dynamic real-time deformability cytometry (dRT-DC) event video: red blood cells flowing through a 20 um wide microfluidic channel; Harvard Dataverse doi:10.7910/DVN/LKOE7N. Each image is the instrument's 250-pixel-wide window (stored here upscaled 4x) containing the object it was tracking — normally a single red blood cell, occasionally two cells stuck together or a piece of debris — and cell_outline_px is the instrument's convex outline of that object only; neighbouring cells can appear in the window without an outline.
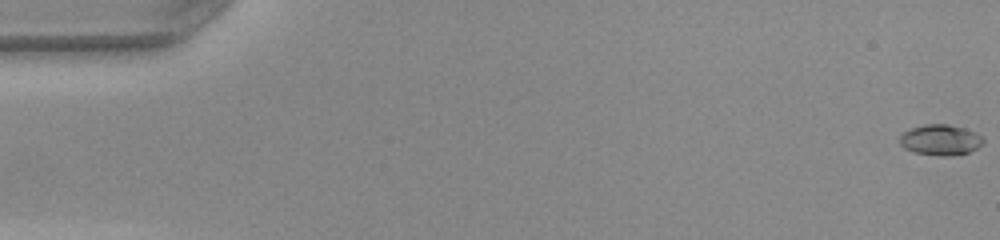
{"species": "common noctule bat (a hibernating species)", "species_latin": "Nyctalus noctula", "temperature_condition": "warm", "stored_images_in_passage": 51, "camera_frame_rate_fps": 3000, "um_per_image_px": 0.085, "animal": {"sex": "female", "body_mass_g": 22.0, "forearm_length_mm": 56.7}, "frame": {"image": 1, "passage_image": 1, "time_ms": 0.0, "image_size_px": [1000, 240], "cell_outline_px": [[984, 140], [976, 148], [968, 152], [944, 156], [912, 152], [904, 148], [900, 144], [900, 136], [904, 132], [912, 128], [924, 124], [948, 124], [964, 128], [980, 136]], "centroid_in_image_um": [79.88, 11.88], "position_along_channel_um": 5.1, "area_um2": 14.57}}
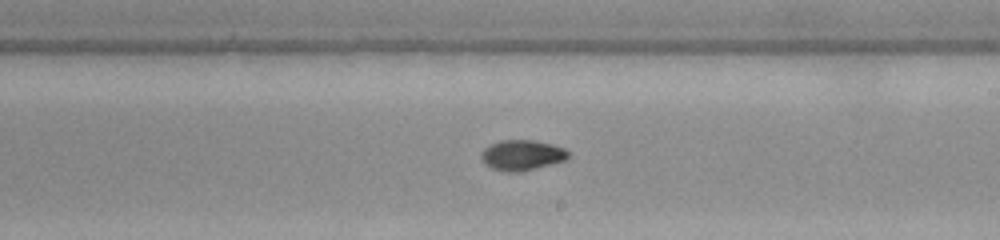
{"frame": {"image": 2, "passage_image": 30, "time_ms": 9.667, "image_size_px": [1000, 240], "cell_outline_px": [[568, 156], [564, 160], [536, 168], [516, 172], [508, 172], [492, 168], [484, 164], [480, 156], [484, 148], [500, 140], [532, 140], [552, 144], [564, 148], [568, 152]], "centroid_in_image_um": [44.33, 13.18], "position_along_channel_um": 244.7, "area_um2": 15.2}}
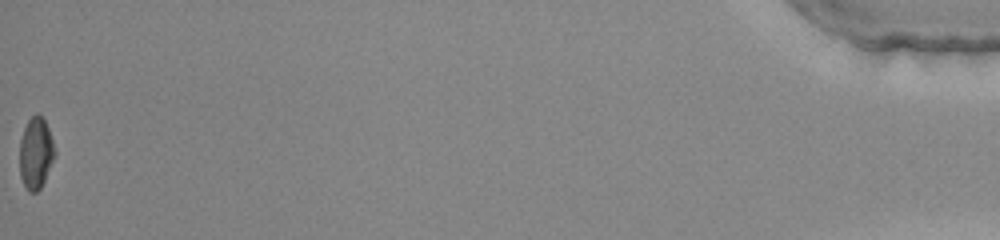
{"frame": {"image": 3, "passage_image": 51, "time_ms": 16.667, "image_size_px": [1000, 240], "cell_outline_px": [[56, 152], [44, 180], [40, 188], [36, 192], [28, 192], [20, 176], [20, 140], [24, 128], [28, 120], [36, 112], [44, 120], [48, 128]], "centroid_in_image_um": [3.03, 13.01], "position_along_channel_um": 432.2, "area_um2": 14.39}, "authors_computed_cell_mechanics": {"area_um2": 14.6812, "velocity_mm_per_s": 4.1486, "shape_relaxation_time_tau1_ms": 4.5964, "shape_relaxation_time_tau2_ms": null, "deformation_change_tau1": 0.1981, "deformation_change_tau2": null}}